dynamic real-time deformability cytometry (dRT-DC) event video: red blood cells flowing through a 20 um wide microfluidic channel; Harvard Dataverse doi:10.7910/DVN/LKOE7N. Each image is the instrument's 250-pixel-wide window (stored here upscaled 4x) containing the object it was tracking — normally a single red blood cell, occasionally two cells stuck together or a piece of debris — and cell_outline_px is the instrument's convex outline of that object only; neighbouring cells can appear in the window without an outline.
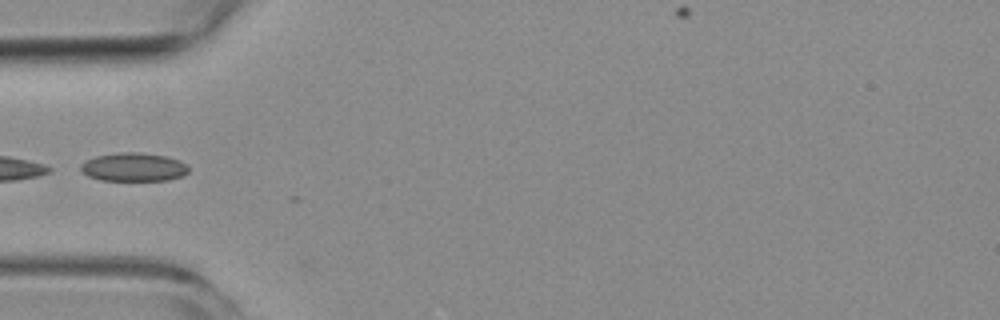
{"species": "common noctule bat (a hibernating species)", "species_latin": "Nyctalus noctula", "temperature_condition": "room temperature", "stored_images_in_passage": 1, "camera_frame_rate_fps": 3000, "um_per_image_px": 0.085, "animal": {"sex": "female", "body_mass_g": 19.3, "forearm_length_mm": 54.1}, "frame": {"image": 1, "passage_image": 1, "time_ms": 0.0, "image_size_px": [1000, 320], "cell_outline_px": [[188, 172], [184, 176], [168, 180], [100, 180], [88, 176], [80, 168], [80, 164], [84, 160], [96, 156], [124, 152], [136, 152], [164, 156], [180, 160], [188, 168]], "centroid_in_image_um": [11.35, 14.21], "position_along_channel_um": 73.7, "area_um2": 17.8}}